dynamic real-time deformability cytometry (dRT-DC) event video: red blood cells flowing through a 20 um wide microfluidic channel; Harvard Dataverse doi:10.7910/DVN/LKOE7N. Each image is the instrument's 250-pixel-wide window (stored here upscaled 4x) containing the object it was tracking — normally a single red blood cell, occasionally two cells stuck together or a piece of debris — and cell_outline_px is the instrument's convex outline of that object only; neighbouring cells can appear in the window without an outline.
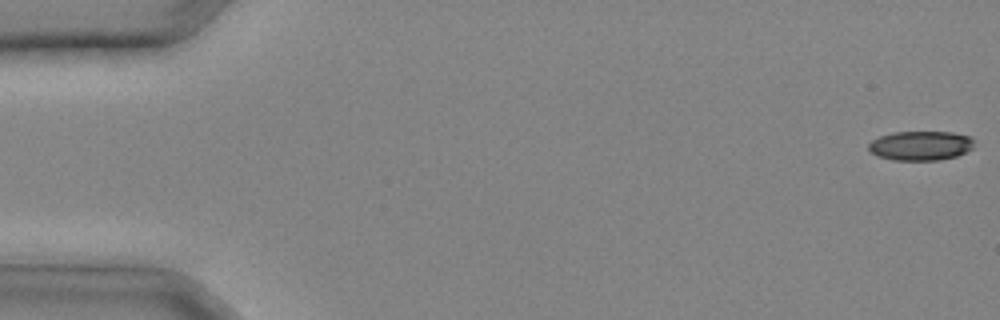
{"species": "common noctule bat (a hibernating species)", "species_latin": "Nyctalus noctula", "temperature_condition": "cold", "stored_images_in_passage": 32, "camera_frame_rate_fps": 3000, "um_per_image_px": 0.085, "animal": {"sex": "male", "body_mass_g": 20.4}, "frame": {"image": 1, "passage_image": 1, "time_ms": 0.0, "image_size_px": [1000, 320], "cell_outline_px": [[976, 140], [972, 148], [956, 156], [940, 160], [892, 160], [876, 156], [868, 148], [868, 144], [872, 140], [880, 136], [892, 132], [952, 132], [972, 136]], "centroid_in_image_um": [78.27, 12.37], "position_along_channel_um": 6.7, "area_um2": 18.26}}
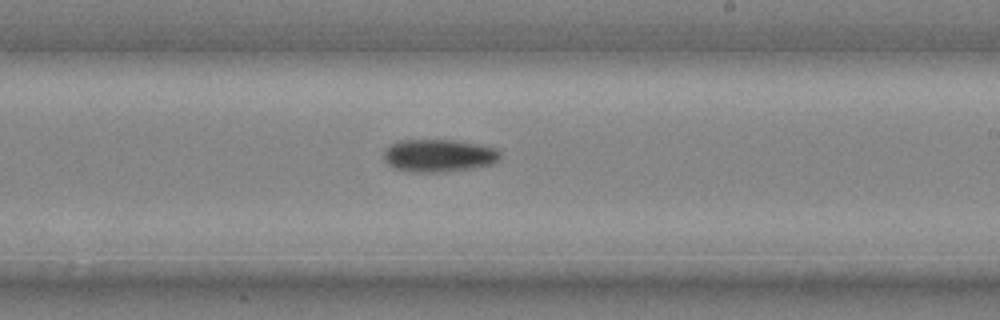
{"frame": {"image": 2, "passage_image": 20, "time_ms": 6.333, "image_size_px": [1000, 320], "cell_outline_px": [[500, 156], [492, 164], [472, 168], [440, 172], [416, 172], [396, 168], [388, 164], [384, 160], [384, 152], [392, 144], [400, 140], [456, 140], [496, 148], [500, 152]], "centroid_in_image_um": [37.3, 13.22], "position_along_channel_um": 251.7, "area_um2": 21.85}}
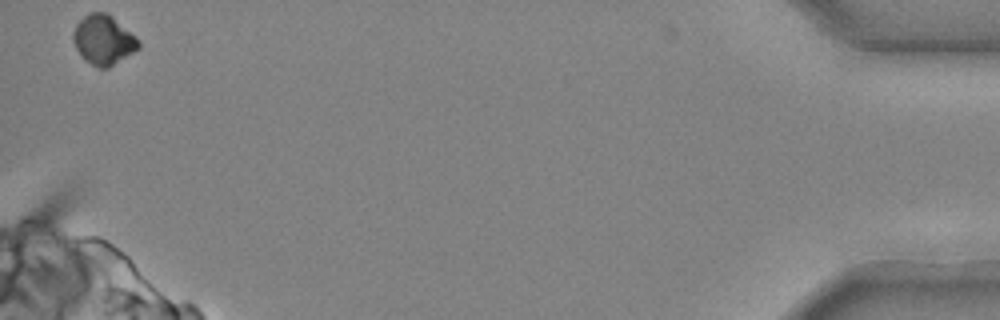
{"frame": {"image": 3, "passage_image": 32, "time_ms": 10.333, "image_size_px": [1000, 320], "cell_outline_px": [[140, 48], [108, 68], [100, 68], [84, 60], [80, 56], [72, 40], [72, 32], [76, 24], [88, 12], [104, 12], [112, 16], [136, 36], [140, 40]], "centroid_in_image_um": [8.78, 3.38], "position_along_channel_um": 426.4, "area_um2": 19.02}}